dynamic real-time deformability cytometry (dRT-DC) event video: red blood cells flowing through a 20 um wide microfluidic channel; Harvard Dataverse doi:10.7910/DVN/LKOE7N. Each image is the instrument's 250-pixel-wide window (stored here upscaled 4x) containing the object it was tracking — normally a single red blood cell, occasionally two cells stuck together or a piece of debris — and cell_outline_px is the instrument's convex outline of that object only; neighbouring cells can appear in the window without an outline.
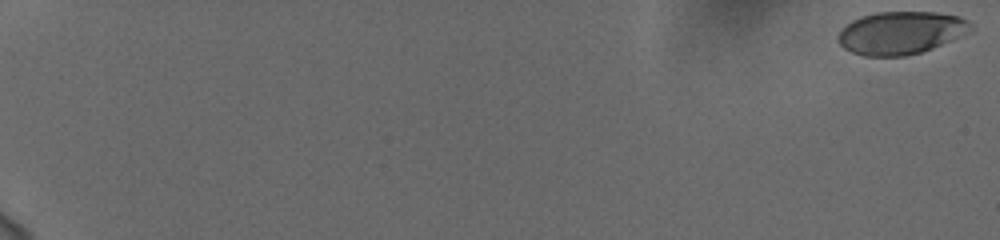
{"species": "human", "species_latin": "Homo sapiens", "temperature_condition": "cold", "stored_images_in_passage": 58, "camera_frame_rate_fps": 3000, "um_per_image_px": 0.085, "donor": {"sex": "female"}, "frame": {"image": 1, "passage_image": 1, "time_ms": 0.0, "image_size_px": [1000, 240], "cell_outline_px": [[972, 32], [964, 36], [932, 48], [920, 52], [904, 56], [864, 56], [852, 52], [844, 48], [836, 40], [836, 36], [852, 20], [876, 12], [936, 12], [960, 16], [968, 20], [972, 24]], "centroid_in_image_um": [76.62, 2.79], "position_along_channel_um": 8.4, "area_um2": 33.23}}
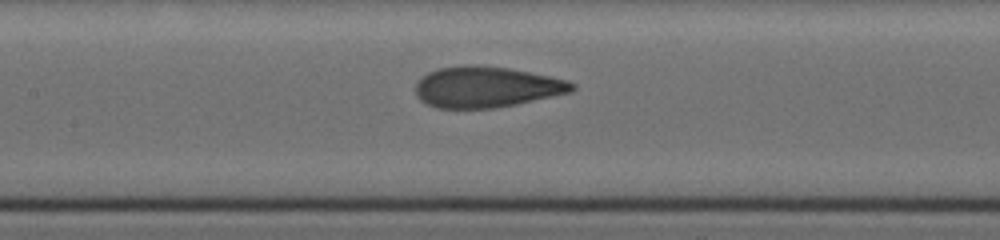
{"frame": {"image": 2, "passage_image": 32, "time_ms": 10.333, "image_size_px": [1000, 240], "cell_outline_px": [[576, 88], [572, 92], [516, 104], [492, 108], [436, 108], [420, 100], [416, 96], [416, 84], [420, 76], [436, 68], [464, 64], [472, 64], [508, 68], [568, 80], [576, 84]], "centroid_in_image_um": [41.31, 7.38], "position_along_channel_um": 166.1, "area_um2": 37.51}}
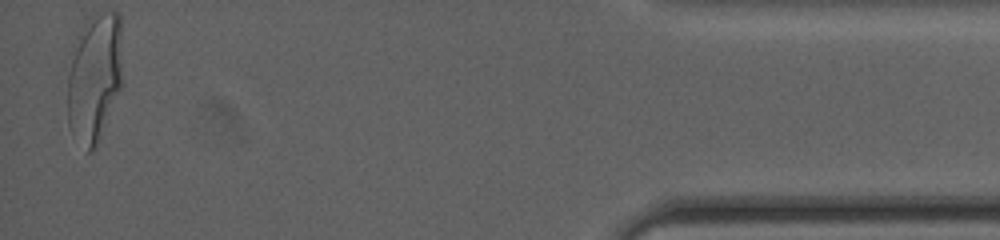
{"frame": {"image": 3, "passage_image": 58, "time_ms": 19.0, "image_size_px": [1000, 240], "cell_outline_px": [[120, 88], [100, 136], [92, 152], [88, 152], [68, 124], [68, 52], [76, 36], [84, 24], [96, 12], [120, 12]], "centroid_in_image_um": [7.98, 6.49], "position_along_channel_um": 427.2, "area_um2": 40.92}, "authors_computed_cell_mechanics": {"area_um2": 37.0498, "velocity_mm_per_s": 3.7392, "shape_relaxation_time_tau1_ms": 4.3301, "shape_relaxation_time_tau2_ms": null, "deformation_change_tau1": 0.1945, "deformation_change_tau2": null}}